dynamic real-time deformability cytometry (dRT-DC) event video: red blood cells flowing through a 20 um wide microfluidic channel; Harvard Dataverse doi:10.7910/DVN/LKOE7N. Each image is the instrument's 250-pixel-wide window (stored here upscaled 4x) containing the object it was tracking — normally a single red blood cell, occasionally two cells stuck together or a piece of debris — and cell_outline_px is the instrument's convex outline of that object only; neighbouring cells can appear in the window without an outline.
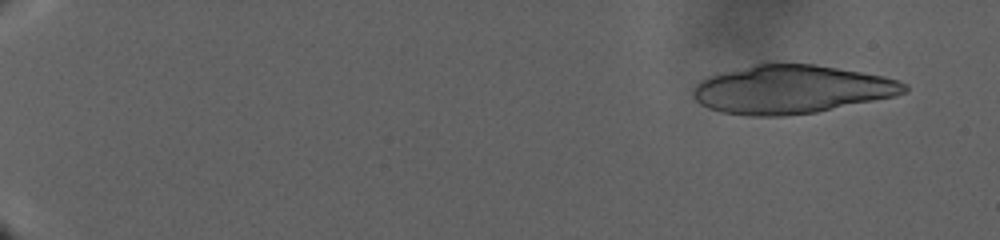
{"species": "human", "species_latin": "Homo sapiens", "temperature_condition": "warm", "stored_images_in_passage": 58, "segment_of_instrument_passage": [1, 2], "camera_frame_rate_fps": 3000, "um_per_image_px": 0.085, "donor": {"sex": "male"}, "frame": {"image": 1, "passage_image": 5, "time_ms": 3.333, "image_size_px": [1000, 240], "cell_outline_px": [[908, 88], [904, 92], [896, 96], [816, 112], [784, 116], [748, 116], [720, 112], [708, 108], [700, 104], [692, 96], [692, 88], [700, 80], [708, 76], [764, 60], [776, 60], [816, 64], [884, 76], [900, 80], [908, 84]], "centroid_in_image_um": [67.22, 7.56], "position_along_channel_um": 17.8, "area_um2": 61.04}}
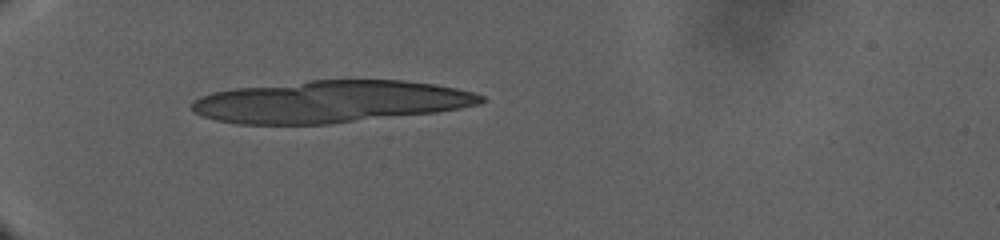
{"frame": {"image": 2, "passage_image": 21, "time_ms": 16.333, "image_size_px": [1000, 240], "cell_outline_px": [[488, 100], [480, 104], [460, 108], [436, 112], [332, 124], [236, 124], [216, 120], [192, 112], [188, 108], [188, 104], [192, 100], [200, 96], [212, 92], [236, 88], [308, 80], [404, 80], [436, 84], [476, 92], [484, 96]], "centroid_in_image_um": [28.08, 8.64], "position_along_channel_um": 56.9, "area_um2": 71.67}}